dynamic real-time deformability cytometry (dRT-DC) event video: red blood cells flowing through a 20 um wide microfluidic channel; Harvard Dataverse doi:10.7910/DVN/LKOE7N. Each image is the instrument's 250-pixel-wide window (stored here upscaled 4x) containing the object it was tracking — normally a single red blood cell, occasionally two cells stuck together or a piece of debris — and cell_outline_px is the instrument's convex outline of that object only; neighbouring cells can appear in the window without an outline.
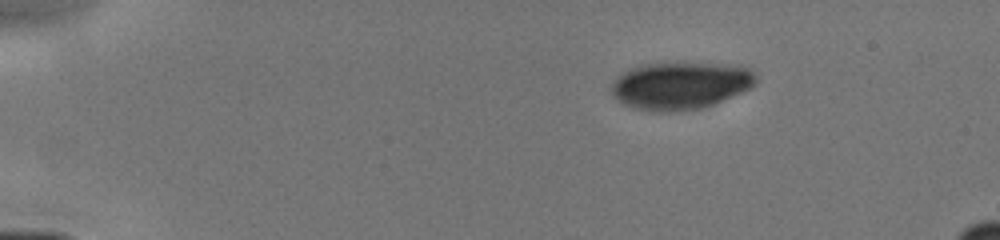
{"species": "human", "species_latin": "Homo sapiens", "temperature_condition": "cold", "stored_images_in_passage": 52, "camera_frame_rate_fps": 3000, "um_per_image_px": 0.085, "donor": {"sex": "male"}, "frame": {"image": 1, "passage_image": 1, "time_ms": 0.0, "image_size_px": [1000, 240], "cell_outline_px": [[756, 84], [752, 88], [712, 104], [700, 108], [668, 112], [656, 112], [636, 108], [624, 104], [612, 92], [612, 84], [616, 76], [632, 68], [644, 64], [740, 64], [748, 68], [756, 76]], "centroid_in_image_um": [57.87, 7.27], "position_along_channel_um": 27.1, "area_um2": 39.42}}
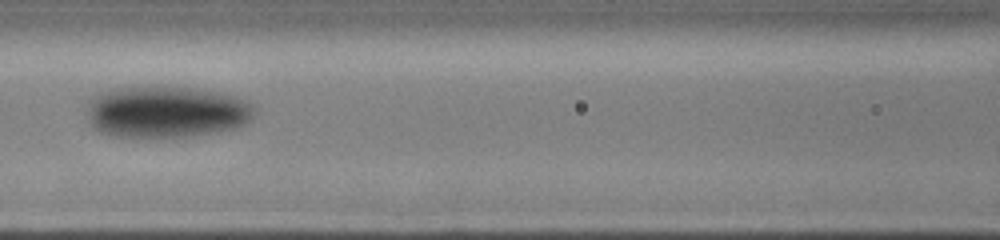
{"frame": {"image": 2, "passage_image": 29, "time_ms": 5.0, "image_size_px": [1000, 240], "cell_outline_px": [[256, 108], [252, 120], [236, 128], [220, 132], [192, 136], [112, 136], [100, 132], [88, 120], [88, 100], [100, 92], [112, 88], [160, 84], [196, 88], [220, 92], [236, 96], [252, 104]], "centroid_in_image_um": [14.16, 9.46], "position_along_channel_um": 152.4, "area_um2": 51.5}}
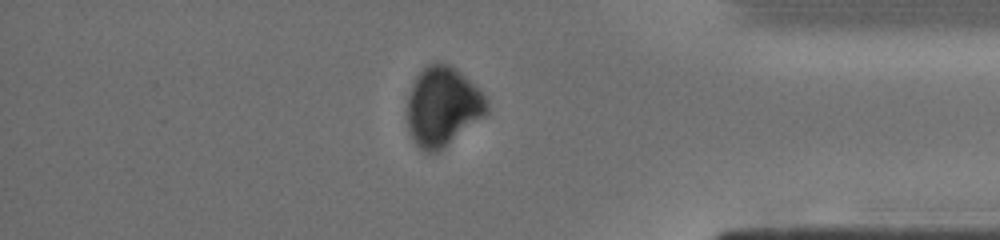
{"frame": {"image": 3, "passage_image": 46, "time_ms": 11.0, "image_size_px": [1000, 240], "cell_outline_px": [[488, 112], [484, 116], [444, 148], [436, 152], [424, 152], [412, 140], [408, 132], [408, 96], [412, 84], [416, 76], [428, 64], [448, 64], [460, 72], [480, 88], [484, 96], [488, 108]], "centroid_in_image_um": [37.62, 9.07], "position_along_channel_um": 397.6, "area_um2": 36.59}}